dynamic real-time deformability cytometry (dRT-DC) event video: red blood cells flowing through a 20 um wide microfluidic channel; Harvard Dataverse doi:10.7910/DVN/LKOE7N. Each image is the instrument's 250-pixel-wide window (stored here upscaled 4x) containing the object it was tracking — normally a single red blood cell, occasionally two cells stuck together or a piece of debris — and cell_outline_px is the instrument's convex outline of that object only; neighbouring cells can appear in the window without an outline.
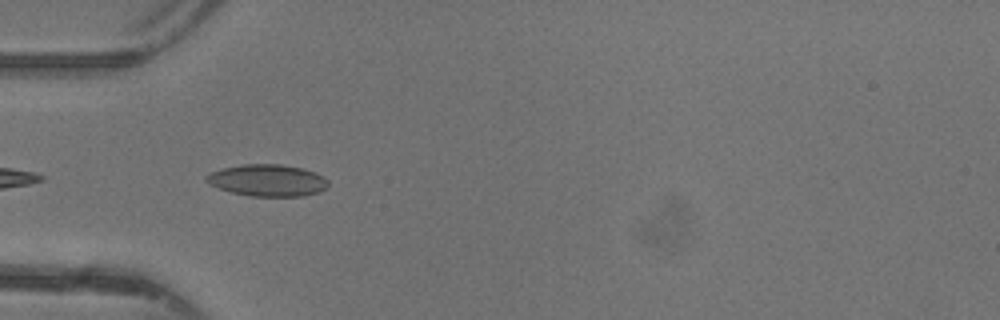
{"species": "common noctule bat (a hibernating species)", "species_latin": "Nyctalus noctula", "temperature_condition": "warm", "stored_images_in_passage": 12, "camera_frame_rate_fps": 3000, "um_per_image_px": 0.085, "animal": {"sex": "female"}, "frame": {"image": 1, "passage_image": 4, "time_ms": 1.0, "image_size_px": [1000, 320], "cell_outline_px": [[328, 188], [320, 192], [304, 196], [248, 196], [232, 192], [220, 188], [204, 180], [204, 176], [212, 172], [224, 168], [240, 164], [280, 164], [304, 168], [316, 172], [324, 176], [328, 180]], "centroid_in_image_um": [22.8, 15.32], "position_along_channel_um": 62.2, "area_um2": 22.77}}
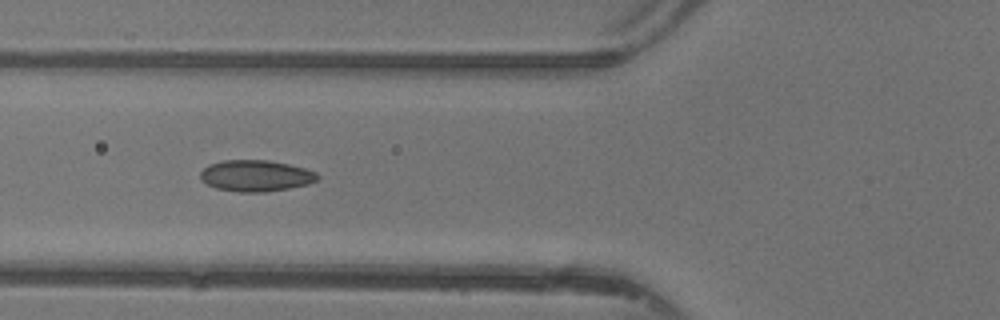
{"frame": {"image": 2, "passage_image": 7, "time_ms": 2.0, "image_size_px": [1000, 320], "cell_outline_px": [[320, 180], [308, 184], [288, 188], [264, 192], [240, 192], [216, 188], [200, 180], [200, 172], [208, 164], [224, 160], [268, 160], [288, 164], [304, 168], [316, 172], [320, 176]], "centroid_in_image_um": [21.75, 14.93], "position_along_channel_um": 104.0, "area_um2": 21.44}}
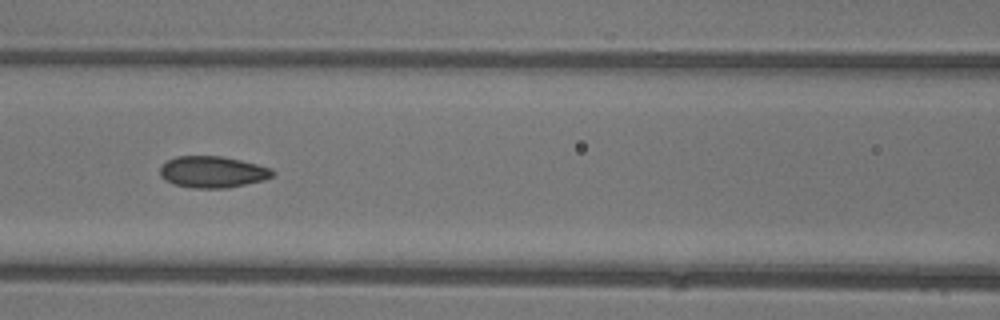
{"frame": {"image": 3, "passage_image": 10, "time_ms": 3.0, "image_size_px": [1000, 320], "cell_outline_px": [[276, 172], [272, 176], [264, 180], [228, 188], [192, 188], [172, 184], [164, 180], [160, 176], [160, 168], [168, 160], [176, 156], [224, 156], [272, 168]], "centroid_in_image_um": [18.07, 14.62], "position_along_channel_um": 148.5, "area_um2": 20.81}}